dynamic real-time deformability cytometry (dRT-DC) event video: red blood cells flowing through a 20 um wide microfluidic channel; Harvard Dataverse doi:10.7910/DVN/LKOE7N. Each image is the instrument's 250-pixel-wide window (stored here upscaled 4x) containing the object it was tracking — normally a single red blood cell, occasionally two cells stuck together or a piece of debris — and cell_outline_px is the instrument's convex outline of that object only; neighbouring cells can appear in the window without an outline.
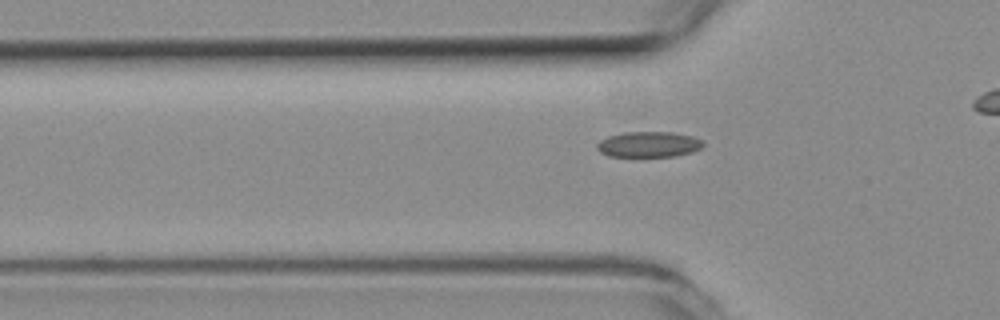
{"species": "common noctule bat (a hibernating species)", "species_latin": "Nyctalus noctula", "temperature_condition": "room temperature", "stored_images_in_passage": 37, "camera_frame_rate_fps": 3000, "um_per_image_px": 0.085, "animal": {"sex": "female", "body_mass_g": 19.3, "forearm_length_mm": 54.1}, "frame": {"image": 1, "passage_image": 10, "time_ms": 3.0, "image_size_px": [1000, 320], "cell_outline_px": [[704, 144], [700, 148], [692, 152], [676, 156], [608, 156], [600, 152], [596, 148], [596, 144], [600, 140], [608, 136], [624, 132], [672, 132], [692, 136], [700, 140]], "centroid_in_image_um": [55.11, 12.27], "position_along_channel_um": 70.7, "area_um2": 15.78}}
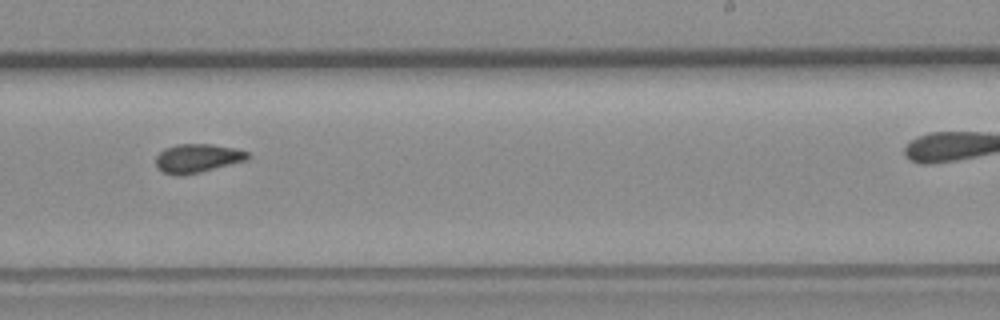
{"frame": {"image": 2, "passage_image": 26, "time_ms": 8.333, "image_size_px": [1000, 320], "cell_outline_px": [[252, 156], [248, 160], [184, 176], [176, 176], [164, 172], [156, 164], [156, 156], [164, 148], [176, 144], [212, 144], [236, 148], [248, 152]], "centroid_in_image_um": [16.82, 13.45], "position_along_channel_um": 272.2, "area_um2": 15.55}}
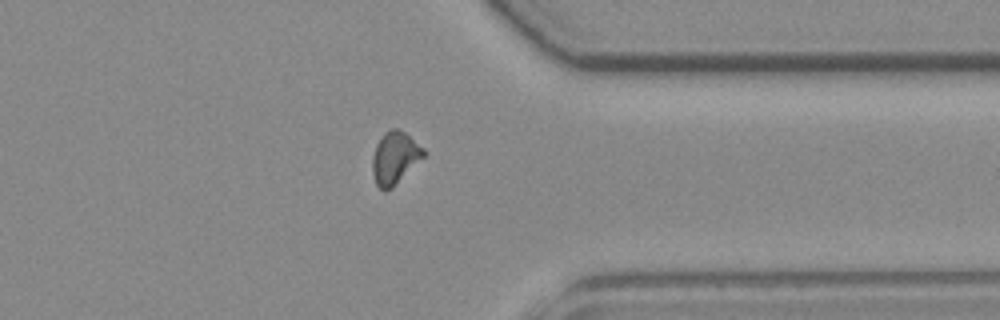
{"frame": {"image": 3, "passage_image": 35, "time_ms": 11.333, "image_size_px": [1000, 320], "cell_outline_px": [[428, 152], [392, 188], [384, 192], [376, 184], [372, 172], [372, 156], [376, 144], [384, 132], [388, 128], [400, 128], [424, 148]], "centroid_in_image_um": [33.55, 13.39], "position_along_channel_um": 377.8, "area_um2": 15.78}}